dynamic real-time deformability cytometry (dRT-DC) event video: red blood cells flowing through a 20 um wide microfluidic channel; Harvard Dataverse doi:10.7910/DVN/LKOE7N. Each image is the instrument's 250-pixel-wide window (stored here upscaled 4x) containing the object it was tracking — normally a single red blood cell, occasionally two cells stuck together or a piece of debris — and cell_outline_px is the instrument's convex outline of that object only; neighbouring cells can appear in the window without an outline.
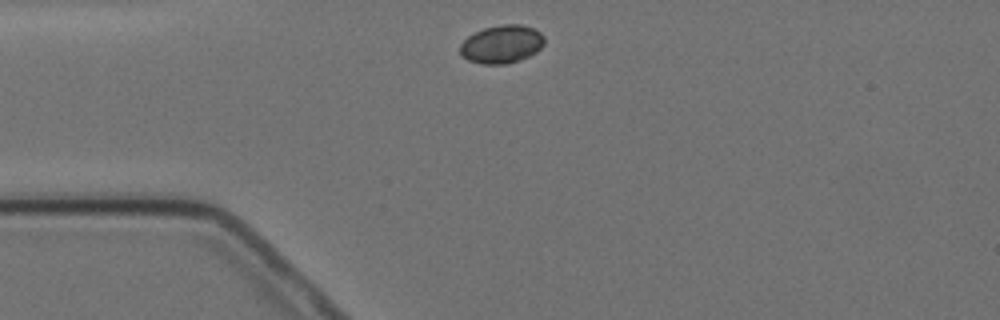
{"species": "Egyptian fruit bat (a non-hibernating species)", "species_latin": "Rousettus aegyptiacus", "temperature_condition": "cold", "stored_images_in_passage": 5, "camera_frame_rate_fps": 3000, "um_per_image_px": 0.085, "animal": {"sex": "female"}, "frame": {"image": 1, "passage_image": 1, "time_ms": 0.0, "image_size_px": [1000, 320], "cell_outline_px": [[544, 44], [536, 52], [528, 56], [508, 64], [480, 64], [468, 60], [460, 52], [460, 44], [468, 36], [484, 28], [500, 24], [520, 24], [532, 28], [540, 32], [544, 36]], "centroid_in_image_um": [42.65, 3.75], "position_along_channel_um": 42.4, "area_um2": 18.67}}
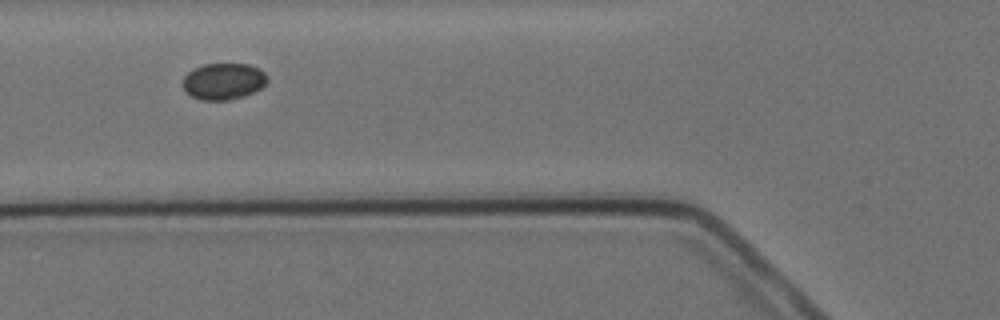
{"frame": {"image": 2, "passage_image": 3, "time_ms": 2.333, "image_size_px": [1000, 320], "cell_outline_px": [[268, 80], [260, 88], [244, 96], [228, 100], [200, 100], [192, 96], [180, 84], [184, 76], [188, 72], [204, 64], [248, 64], [264, 72]], "centroid_in_image_um": [18.96, 6.91], "position_along_channel_um": 106.8, "area_um2": 17.8}}
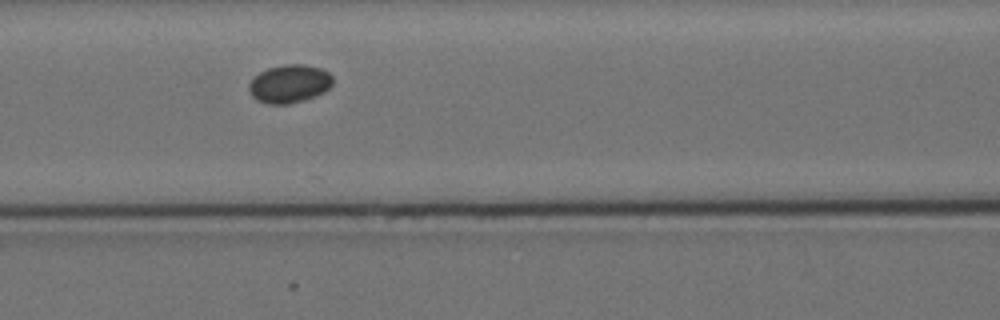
{"frame": {"image": 3, "passage_image": 4, "time_ms": 3.333, "image_size_px": [1000, 320], "cell_outline_px": [[332, 84], [324, 92], [316, 96], [304, 100], [288, 104], [268, 104], [256, 100], [252, 96], [248, 88], [248, 84], [260, 72], [268, 68], [284, 64], [304, 64], [320, 68], [328, 72], [332, 76]], "centroid_in_image_um": [24.6, 7.12], "position_along_channel_um": 142.0, "area_um2": 18.67}}